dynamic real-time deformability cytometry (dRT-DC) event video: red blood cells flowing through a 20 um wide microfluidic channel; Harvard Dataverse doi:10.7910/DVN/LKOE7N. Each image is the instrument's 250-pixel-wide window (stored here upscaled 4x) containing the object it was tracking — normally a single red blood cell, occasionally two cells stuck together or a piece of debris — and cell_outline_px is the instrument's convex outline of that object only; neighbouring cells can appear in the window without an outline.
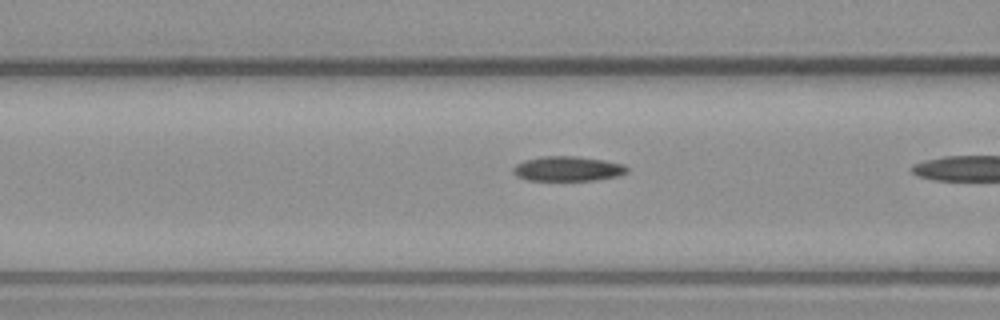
{"species": "common noctule bat (a hibernating species)", "species_latin": "Nyctalus noctula", "temperature_condition": "warm", "stored_images_in_passage": 17, "camera_frame_rate_fps": 3000, "um_per_image_px": 0.085, "animal": {"sex": "male", "body_mass_g": 23.1, "forearm_length_mm": 52.7}, "frame": {"image": 1, "passage_image": 16, "time_ms": 5.0, "image_size_px": [1000, 320], "cell_outline_px": [[628, 172], [616, 176], [596, 180], [528, 180], [516, 176], [512, 172], [512, 168], [516, 164], [524, 160], [544, 156], [576, 156], [624, 164], [628, 168]], "centroid_in_image_um": [48.22, 14.34], "position_along_channel_um": 118.4, "area_um2": 16.36}}